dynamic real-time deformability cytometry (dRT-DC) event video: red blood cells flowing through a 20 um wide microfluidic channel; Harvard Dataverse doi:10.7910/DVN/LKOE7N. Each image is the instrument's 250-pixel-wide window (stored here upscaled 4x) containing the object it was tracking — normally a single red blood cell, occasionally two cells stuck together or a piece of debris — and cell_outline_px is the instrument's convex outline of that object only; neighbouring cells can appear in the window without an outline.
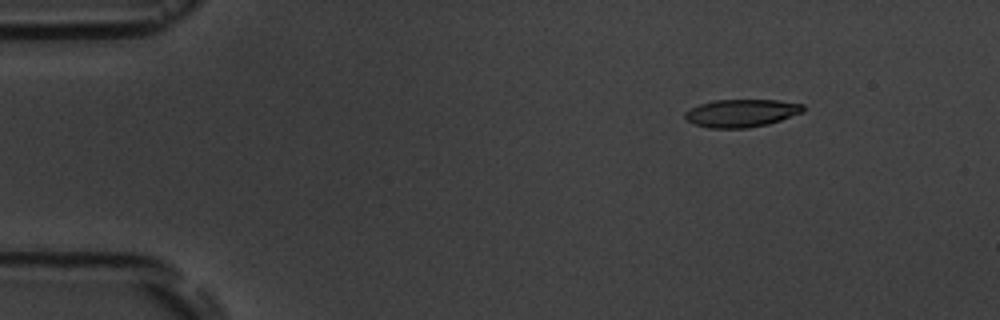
{"species": "common noctule bat (a hibernating species)", "species_latin": "Nyctalus noctula", "temperature_condition": "room temperature", "stored_images_in_passage": 6, "camera_frame_rate_fps": 3000, "um_per_image_px": 0.085, "animal": {"sex": "male", "body_mass_g": 19.5, "forearm_length_mm": 54.6}, "frame": {"image": 1, "passage_image": 3, "time_ms": 2.333, "image_size_px": [1000, 320], "cell_outline_px": [[804, 112], [768, 124], [748, 128], [708, 128], [692, 124], [684, 116], [684, 112], [688, 108], [700, 104], [716, 100], [776, 100], [804, 104]], "centroid_in_image_um": [63.0, 9.62], "position_along_channel_um": 22.0, "area_um2": 19.25}}